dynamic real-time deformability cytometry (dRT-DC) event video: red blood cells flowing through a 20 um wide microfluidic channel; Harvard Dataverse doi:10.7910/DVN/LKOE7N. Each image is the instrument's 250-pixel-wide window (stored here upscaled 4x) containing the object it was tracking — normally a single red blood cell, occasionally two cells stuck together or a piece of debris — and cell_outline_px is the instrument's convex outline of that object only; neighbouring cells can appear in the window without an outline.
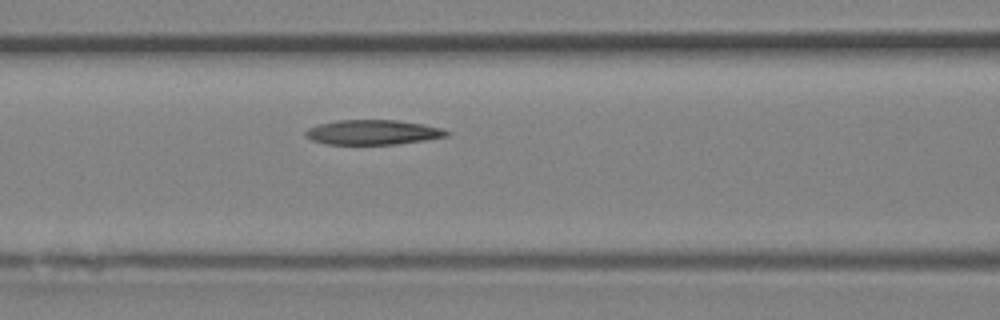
{"species": "Egyptian fruit bat (a non-hibernating species)", "species_latin": "Rousettus aegyptiacus", "temperature_condition": "room temperature", "stored_images_in_passage": 4, "camera_frame_rate_fps": 3000, "um_per_image_px": 0.085, "animal": {"sex": "female"}, "frame": {"image": 1, "passage_image": 4, "time_ms": 1.0, "image_size_px": [1000, 320], "cell_outline_px": [[452, 132], [448, 136], [424, 140], [396, 144], [328, 144], [312, 140], [304, 136], [304, 132], [308, 128], [316, 124], [336, 120], [396, 120], [424, 124], [440, 128]], "centroid_in_image_um": [31.67, 11.23], "position_along_channel_um": 134.9, "area_um2": 20.46}}